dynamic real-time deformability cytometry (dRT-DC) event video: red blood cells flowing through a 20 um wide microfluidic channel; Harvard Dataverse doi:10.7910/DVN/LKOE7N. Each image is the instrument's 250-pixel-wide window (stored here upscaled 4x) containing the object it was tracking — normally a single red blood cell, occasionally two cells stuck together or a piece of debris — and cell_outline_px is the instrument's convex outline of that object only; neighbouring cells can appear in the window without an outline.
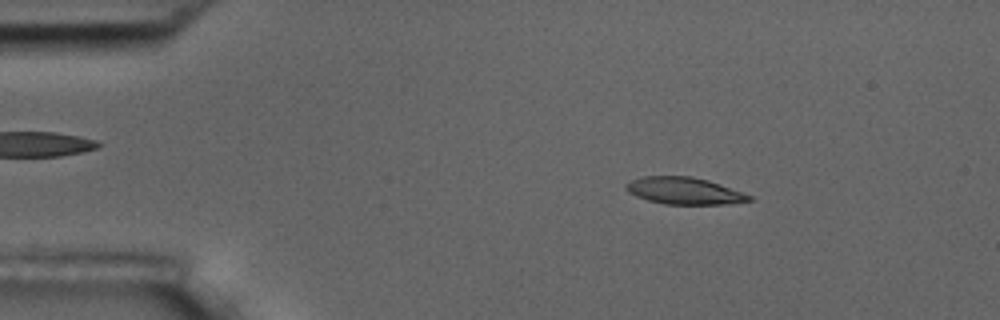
{"species": "common noctule bat (a hibernating species)", "species_latin": "Nyctalus noctula", "temperature_condition": "room temperature", "stored_images_in_passage": 3, "camera_frame_rate_fps": 3000, "um_per_image_px": 0.085, "animal": {"sex": "male", "body_mass_g": 17.5, "forearm_length_mm": 52.3}, "frame": {"image": 1, "passage_image": 1, "time_ms": 0.0, "image_size_px": [1000, 320], "cell_outline_px": [[752, 200], [724, 204], [664, 204], [648, 200], [636, 196], [628, 192], [624, 188], [624, 184], [632, 180], [644, 176], [692, 176], [708, 180], [720, 184], [752, 196]], "centroid_in_image_um": [58.12, 16.21], "position_along_channel_um": 26.9, "area_um2": 19.25}}